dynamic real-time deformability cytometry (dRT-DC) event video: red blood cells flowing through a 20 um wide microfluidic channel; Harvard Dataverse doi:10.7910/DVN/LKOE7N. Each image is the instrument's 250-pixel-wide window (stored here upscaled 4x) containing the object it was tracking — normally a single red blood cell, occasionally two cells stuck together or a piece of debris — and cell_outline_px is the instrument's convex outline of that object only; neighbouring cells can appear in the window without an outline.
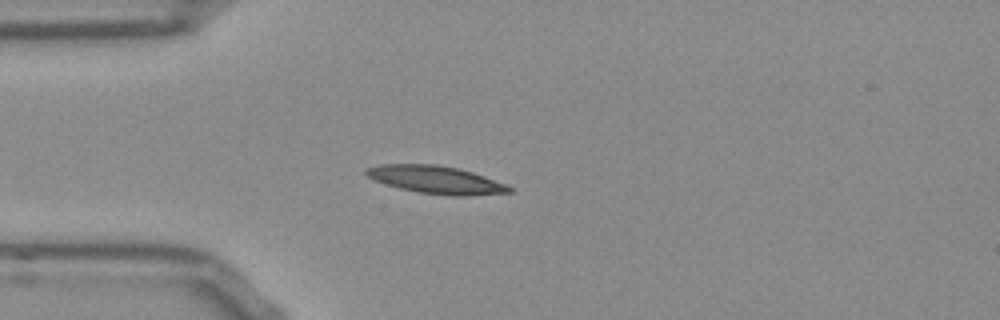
{"species": "Egyptian fruit bat (a non-hibernating species)", "species_latin": "Rousettus aegyptiacus", "temperature_condition": "room temperature", "stored_images_in_passage": 40, "camera_frame_rate_fps": 3000, "um_per_image_px": 0.085, "frame": {"image": 1, "passage_image": 1, "time_ms": 0.0, "image_size_px": [1000, 320], "cell_outline_px": [[512, 192], [468, 196], [452, 196], [420, 192], [400, 188], [376, 180], [368, 176], [364, 172], [364, 168], [380, 164], [436, 164], [456, 168], [472, 172], [508, 184], [512, 188]], "centroid_in_image_um": [37.09, 15.27], "position_along_channel_um": 47.9, "area_um2": 23.0}}
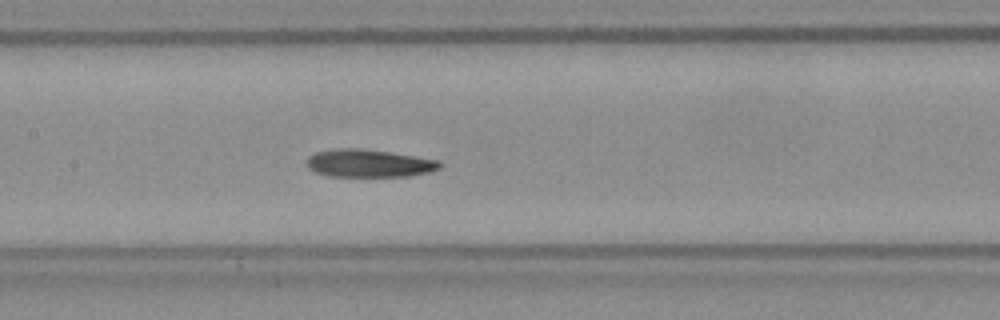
{"frame": {"image": 2, "passage_image": 12, "time_ms": 3.667, "image_size_px": [1000, 320], "cell_outline_px": [[440, 168], [428, 172], [408, 176], [332, 176], [316, 172], [308, 168], [308, 156], [316, 152], [336, 148], [356, 148], [388, 152], [440, 160]], "centroid_in_image_um": [31.35, 13.88], "position_along_channel_um": 176.0, "area_um2": 21.21}}
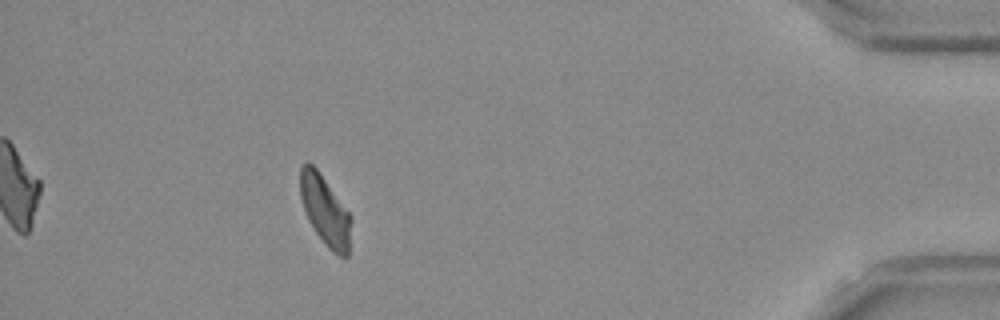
{"frame": {"image": 3, "passage_image": 35, "time_ms": 11.333, "image_size_px": [1000, 320], "cell_outline_px": [[352, 220], [348, 256], [340, 256], [332, 252], [324, 244], [308, 220], [300, 196], [300, 168], [308, 160], [320, 172], [352, 216]], "centroid_in_image_um": [27.64, 17.89], "position_along_channel_um": 407.6, "area_um2": 20.81}, "authors_computed_cell_mechanics": {"area_um2": 21.5016, "velocity_mm_per_s": 3.7795, "shape_relaxation_time_tau1_ms": 6.5434, "shape_relaxation_time_tau2_ms": 4.4331, "deformation_change_tau1": 0.1792, "deformation_change_tau2": 0.1147}}